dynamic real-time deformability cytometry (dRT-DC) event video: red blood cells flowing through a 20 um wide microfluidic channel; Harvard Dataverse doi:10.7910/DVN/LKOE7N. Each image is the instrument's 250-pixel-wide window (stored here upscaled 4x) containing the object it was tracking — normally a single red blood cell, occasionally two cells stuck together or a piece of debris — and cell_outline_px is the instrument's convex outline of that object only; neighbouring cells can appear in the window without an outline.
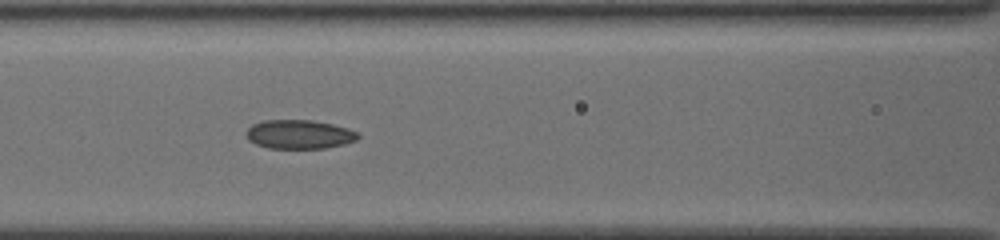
{"species": "common noctule bat (a hibernating species)", "species_latin": "Nyctalus noctula", "temperature_condition": "cold", "stored_images_in_passage": 15, "camera_frame_rate_fps": 3000, "um_per_image_px": 0.085, "animal": {"sex": "female", "body_mass_g": 19.5, "forearm_length_mm": 54.1}, "frame": {"image": 1, "passage_image": 9, "time_ms": 2.667, "image_size_px": [1000, 240], "cell_outline_px": [[360, 136], [356, 140], [344, 144], [324, 148], [268, 148], [256, 144], [248, 140], [244, 132], [252, 124], [264, 120], [312, 120], [332, 124], [348, 128], [356, 132]], "centroid_in_image_um": [25.4, 11.41], "position_along_channel_um": 141.2, "area_um2": 18.9}}
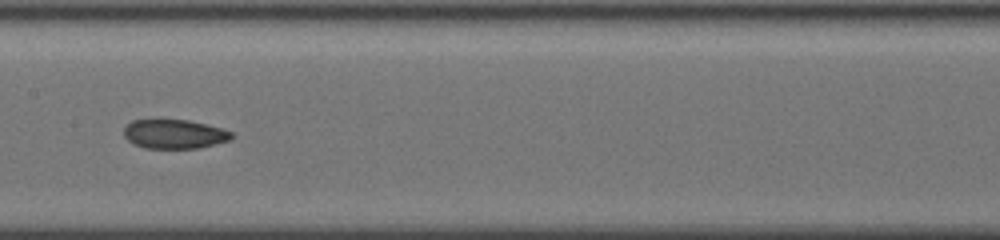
{"frame": {"image": 2, "passage_image": 13, "time_ms": 4.0, "image_size_px": [1000, 240], "cell_outline_px": [[232, 140], [200, 148], [144, 148], [132, 144], [124, 136], [124, 128], [132, 120], [188, 120], [220, 128], [232, 132]], "centroid_in_image_um": [14.81, 11.41], "position_along_channel_um": 192.6, "area_um2": 18.26}}